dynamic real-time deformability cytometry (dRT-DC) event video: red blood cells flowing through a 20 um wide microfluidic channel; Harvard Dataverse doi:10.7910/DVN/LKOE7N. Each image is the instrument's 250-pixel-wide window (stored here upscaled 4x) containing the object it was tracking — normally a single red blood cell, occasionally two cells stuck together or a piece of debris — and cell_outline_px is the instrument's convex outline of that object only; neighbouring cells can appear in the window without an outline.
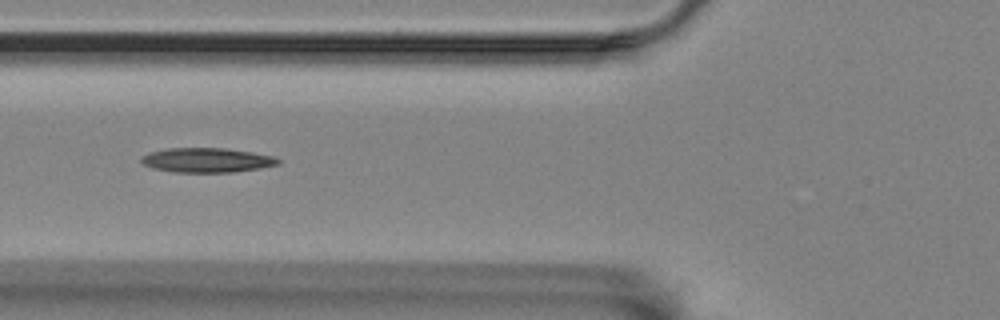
{"species": "Egyptian fruit bat (a non-hibernating species)", "species_latin": "Rousettus aegyptiacus", "temperature_condition": "room temperature", "stored_images_in_passage": 14, "camera_frame_rate_fps": 3000, "um_per_image_px": 0.085, "animal": {"sex": "female"}, "frame": {"image": 1, "passage_image": 5, "time_ms": 1.333, "image_size_px": [1000, 320], "cell_outline_px": [[280, 164], [260, 168], [236, 172], [172, 172], [152, 168], [144, 164], [140, 160], [144, 156], [152, 152], [168, 148], [224, 148], [252, 152], [272, 156], [280, 160]], "centroid_in_image_um": [17.61, 13.62], "position_along_channel_um": 108.2, "area_um2": 19.42}}
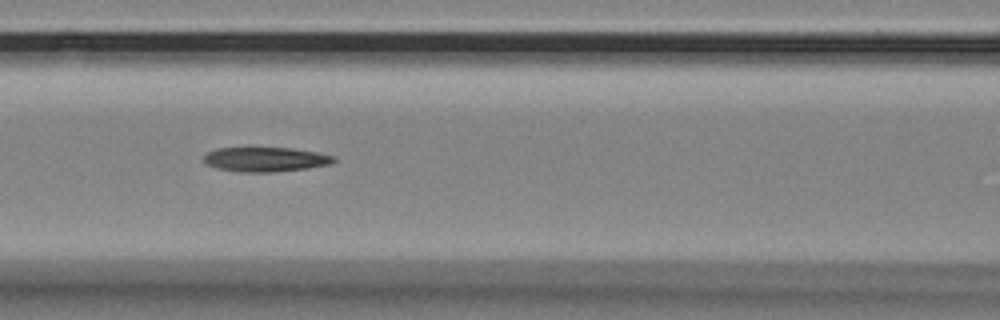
{"frame": {"image": 2, "passage_image": 8, "time_ms": 2.333, "image_size_px": [1000, 320], "cell_outline_px": [[336, 160], [332, 164], [308, 168], [272, 172], [240, 172], [216, 168], [208, 164], [204, 160], [204, 156], [208, 152], [220, 148], [292, 148], [316, 152], [336, 156]], "centroid_in_image_um": [22.62, 13.55], "position_along_channel_um": 144.0, "area_um2": 18.5}}
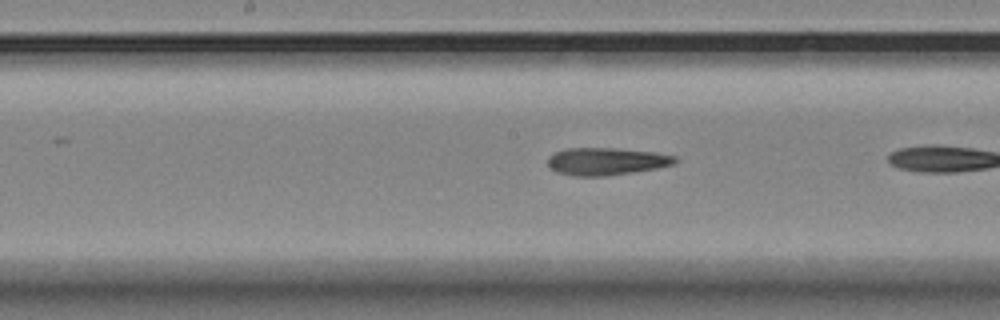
{"frame": {"image": 3, "passage_image": 10, "time_ms": 3.0, "image_size_px": [1000, 320], "cell_outline_px": [[676, 160], [672, 164], [656, 168], [632, 172], [604, 176], [576, 176], [556, 172], [548, 164], [548, 156], [556, 152], [568, 148], [616, 148], [652, 152], [676, 156]], "centroid_in_image_um": [51.5, 13.71], "position_along_channel_um": 196.7, "area_um2": 20.06}}